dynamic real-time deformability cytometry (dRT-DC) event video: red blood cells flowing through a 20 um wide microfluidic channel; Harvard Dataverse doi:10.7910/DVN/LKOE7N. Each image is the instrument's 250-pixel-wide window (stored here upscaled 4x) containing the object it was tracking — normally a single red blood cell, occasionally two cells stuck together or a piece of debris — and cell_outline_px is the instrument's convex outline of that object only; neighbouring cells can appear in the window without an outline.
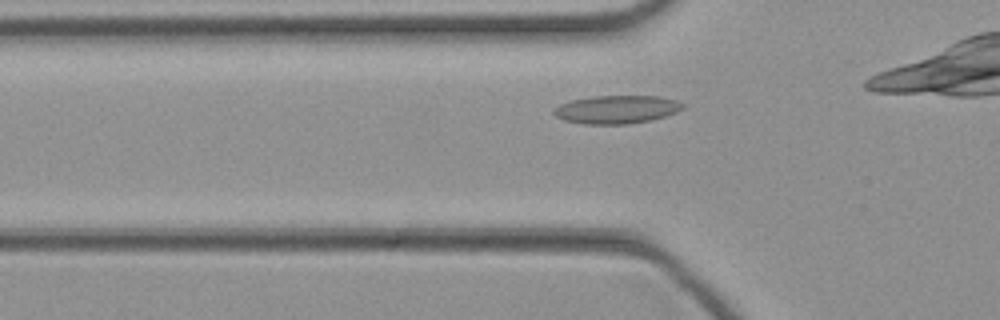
{"species": "common noctule bat (a hibernating species)", "species_latin": "Nyctalus noctula", "temperature_condition": "cold", "stored_images_in_passage": 27, "camera_frame_rate_fps": 3000, "um_per_image_px": 0.085, "animal": {"sex": "female", "body_mass_g": 21.9}, "frame": {"image": 1, "passage_image": 5, "time_ms": 1.333, "image_size_px": [1000, 320], "cell_outline_px": [[684, 108], [676, 112], [652, 120], [628, 124], [584, 124], [564, 120], [556, 116], [552, 112], [552, 108], [560, 104], [572, 100], [592, 96], [660, 96], [676, 100], [684, 104]], "centroid_in_image_um": [52.4, 9.3], "position_along_channel_um": 73.4, "area_um2": 21.27}}
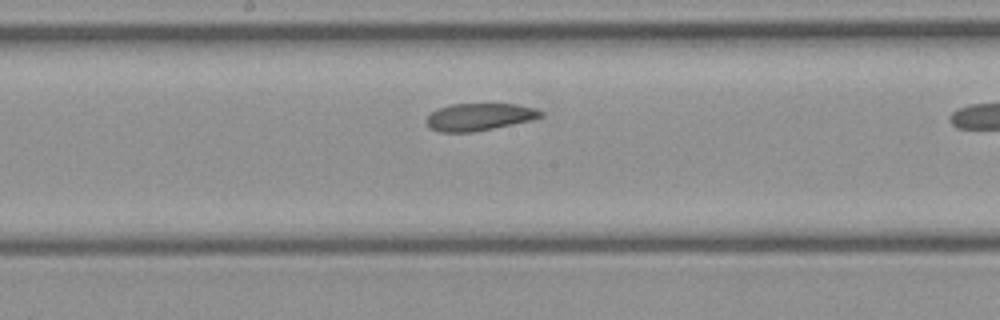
{"frame": {"image": 2, "passage_image": 14, "time_ms": 4.333, "image_size_px": [1000, 320], "cell_outline_px": [[544, 116], [532, 120], [472, 132], [440, 132], [428, 128], [428, 116], [436, 108], [448, 104], [516, 104], [536, 108], [544, 112]], "centroid_in_image_um": [40.75, 9.92], "position_along_channel_um": 207.4, "area_um2": 18.21}}
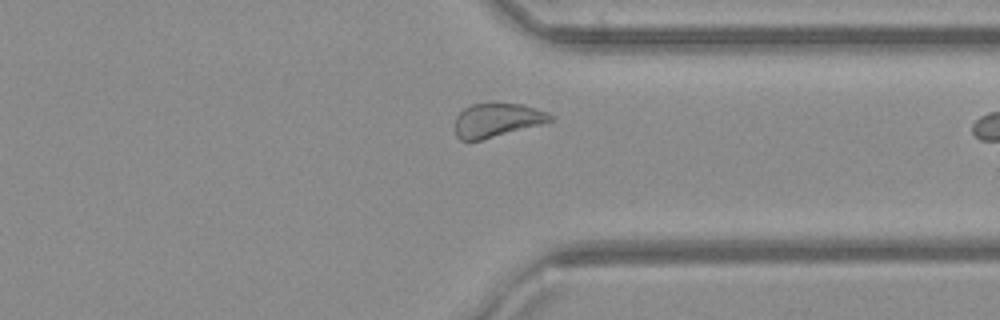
{"frame": {"image": 3, "passage_image": 25, "time_ms": 8.0, "image_size_px": [1000, 320], "cell_outline_px": [[552, 120], [544, 124], [480, 140], [460, 140], [456, 136], [456, 116], [464, 108], [472, 104], [524, 104], [548, 112], [552, 116]], "centroid_in_image_um": [42.27, 10.21], "position_along_channel_um": 369.1, "area_um2": 18.61}}